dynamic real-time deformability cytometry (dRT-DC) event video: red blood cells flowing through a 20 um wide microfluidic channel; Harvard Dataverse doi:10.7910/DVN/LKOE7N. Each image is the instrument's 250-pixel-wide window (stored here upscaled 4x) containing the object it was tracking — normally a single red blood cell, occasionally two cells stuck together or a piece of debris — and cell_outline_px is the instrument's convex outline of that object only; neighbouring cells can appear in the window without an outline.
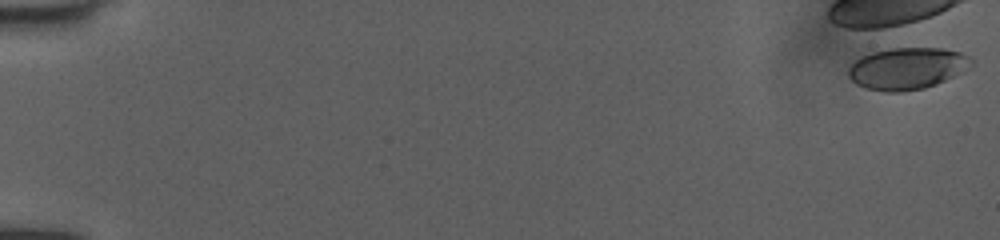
{"species": "human", "species_latin": "Homo sapiens", "temperature_condition": "room temperature", "stored_images_in_passage": 4, "camera_frame_rate_fps": 3000, "um_per_image_px": 0.085, "donor": {"sex": "female"}, "frame": {"image": 1, "passage_image": 1, "time_ms": 0.0, "image_size_px": [1000, 240], "cell_outline_px": [[976, 60], [964, 72], [936, 84], [924, 88], [900, 92], [884, 92], [868, 88], [856, 84], [848, 76], [848, 64], [860, 56], [872, 52], [892, 48], [940, 48], [960, 52]], "centroid_in_image_um": [77.1, 5.81], "position_along_channel_um": 7.9, "area_um2": 30.23}}